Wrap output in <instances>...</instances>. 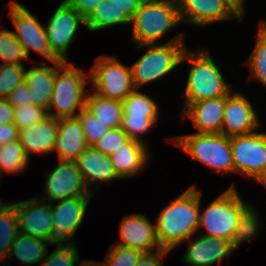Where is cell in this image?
<instances>
[{
	"mask_svg": "<svg viewBox=\"0 0 266 266\" xmlns=\"http://www.w3.org/2000/svg\"><path fill=\"white\" fill-rule=\"evenodd\" d=\"M19 130L14 125L11 124H1L0 125V147L9 142H14L18 140Z\"/></svg>",
	"mask_w": 266,
	"mask_h": 266,
	"instance_id": "obj_45",
	"label": "cell"
},
{
	"mask_svg": "<svg viewBox=\"0 0 266 266\" xmlns=\"http://www.w3.org/2000/svg\"><path fill=\"white\" fill-rule=\"evenodd\" d=\"M181 22L195 26L228 20H243V16L227 0H177Z\"/></svg>",
	"mask_w": 266,
	"mask_h": 266,
	"instance_id": "obj_14",
	"label": "cell"
},
{
	"mask_svg": "<svg viewBox=\"0 0 266 266\" xmlns=\"http://www.w3.org/2000/svg\"><path fill=\"white\" fill-rule=\"evenodd\" d=\"M196 50L193 53L186 48L181 58V63L188 60L191 64L183 92L185 101L182 111L192 103L226 96L232 92L209 51Z\"/></svg>",
	"mask_w": 266,
	"mask_h": 266,
	"instance_id": "obj_2",
	"label": "cell"
},
{
	"mask_svg": "<svg viewBox=\"0 0 266 266\" xmlns=\"http://www.w3.org/2000/svg\"><path fill=\"white\" fill-rule=\"evenodd\" d=\"M225 104L226 96L192 103L180 113L181 119H190L196 133H221Z\"/></svg>",
	"mask_w": 266,
	"mask_h": 266,
	"instance_id": "obj_19",
	"label": "cell"
},
{
	"mask_svg": "<svg viewBox=\"0 0 266 266\" xmlns=\"http://www.w3.org/2000/svg\"><path fill=\"white\" fill-rule=\"evenodd\" d=\"M47 62H40V66L26 69L25 80L29 85L30 99L36 106L48 109L51 101L56 71L65 63L64 61H53L48 66ZM42 65V66H41Z\"/></svg>",
	"mask_w": 266,
	"mask_h": 266,
	"instance_id": "obj_23",
	"label": "cell"
},
{
	"mask_svg": "<svg viewBox=\"0 0 266 266\" xmlns=\"http://www.w3.org/2000/svg\"><path fill=\"white\" fill-rule=\"evenodd\" d=\"M5 99L13 108L32 105L28 82L23 80Z\"/></svg>",
	"mask_w": 266,
	"mask_h": 266,
	"instance_id": "obj_41",
	"label": "cell"
},
{
	"mask_svg": "<svg viewBox=\"0 0 266 266\" xmlns=\"http://www.w3.org/2000/svg\"><path fill=\"white\" fill-rule=\"evenodd\" d=\"M92 93L87 94L85 108L110 128L120 127L123 117L122 102Z\"/></svg>",
	"mask_w": 266,
	"mask_h": 266,
	"instance_id": "obj_26",
	"label": "cell"
},
{
	"mask_svg": "<svg viewBox=\"0 0 266 266\" xmlns=\"http://www.w3.org/2000/svg\"><path fill=\"white\" fill-rule=\"evenodd\" d=\"M76 162L91 193H95L94 190L100 188L101 182H107L110 185L112 180L121 179L114 170L110 156L98 151L94 146H88L78 156Z\"/></svg>",
	"mask_w": 266,
	"mask_h": 266,
	"instance_id": "obj_20",
	"label": "cell"
},
{
	"mask_svg": "<svg viewBox=\"0 0 266 266\" xmlns=\"http://www.w3.org/2000/svg\"><path fill=\"white\" fill-rule=\"evenodd\" d=\"M84 136L89 146H93L110 129L105 123L96 118L90 111L84 108L78 115Z\"/></svg>",
	"mask_w": 266,
	"mask_h": 266,
	"instance_id": "obj_38",
	"label": "cell"
},
{
	"mask_svg": "<svg viewBox=\"0 0 266 266\" xmlns=\"http://www.w3.org/2000/svg\"><path fill=\"white\" fill-rule=\"evenodd\" d=\"M0 199V260H7L10 248L14 243L18 230V220L16 216V204L1 203Z\"/></svg>",
	"mask_w": 266,
	"mask_h": 266,
	"instance_id": "obj_28",
	"label": "cell"
},
{
	"mask_svg": "<svg viewBox=\"0 0 266 266\" xmlns=\"http://www.w3.org/2000/svg\"><path fill=\"white\" fill-rule=\"evenodd\" d=\"M120 240L114 245L151 253L162 249L156 233V225L145 214L132 213L123 217L119 225Z\"/></svg>",
	"mask_w": 266,
	"mask_h": 266,
	"instance_id": "obj_17",
	"label": "cell"
},
{
	"mask_svg": "<svg viewBox=\"0 0 266 266\" xmlns=\"http://www.w3.org/2000/svg\"><path fill=\"white\" fill-rule=\"evenodd\" d=\"M147 145L129 139L110 155L115 172L120 178H129L143 170L149 160Z\"/></svg>",
	"mask_w": 266,
	"mask_h": 266,
	"instance_id": "obj_24",
	"label": "cell"
},
{
	"mask_svg": "<svg viewBox=\"0 0 266 266\" xmlns=\"http://www.w3.org/2000/svg\"><path fill=\"white\" fill-rule=\"evenodd\" d=\"M35 196L31 199L15 202L19 233L54 245V228L50 202Z\"/></svg>",
	"mask_w": 266,
	"mask_h": 266,
	"instance_id": "obj_13",
	"label": "cell"
},
{
	"mask_svg": "<svg viewBox=\"0 0 266 266\" xmlns=\"http://www.w3.org/2000/svg\"><path fill=\"white\" fill-rule=\"evenodd\" d=\"M189 246L182 261L187 266H212L221 263L230 256L235 249L231 241L216 237L199 235L193 240L188 238Z\"/></svg>",
	"mask_w": 266,
	"mask_h": 266,
	"instance_id": "obj_18",
	"label": "cell"
},
{
	"mask_svg": "<svg viewBox=\"0 0 266 266\" xmlns=\"http://www.w3.org/2000/svg\"><path fill=\"white\" fill-rule=\"evenodd\" d=\"M169 252V250L162 248L151 253H144L136 266H163L162 258L169 254Z\"/></svg>",
	"mask_w": 266,
	"mask_h": 266,
	"instance_id": "obj_43",
	"label": "cell"
},
{
	"mask_svg": "<svg viewBox=\"0 0 266 266\" xmlns=\"http://www.w3.org/2000/svg\"><path fill=\"white\" fill-rule=\"evenodd\" d=\"M257 32L254 49L246 63L250 69V78L266 87V21L259 22Z\"/></svg>",
	"mask_w": 266,
	"mask_h": 266,
	"instance_id": "obj_31",
	"label": "cell"
},
{
	"mask_svg": "<svg viewBox=\"0 0 266 266\" xmlns=\"http://www.w3.org/2000/svg\"><path fill=\"white\" fill-rule=\"evenodd\" d=\"M56 246L51 254L45 256L40 266H81L86 261L79 262L81 258L75 243H57Z\"/></svg>",
	"mask_w": 266,
	"mask_h": 266,
	"instance_id": "obj_34",
	"label": "cell"
},
{
	"mask_svg": "<svg viewBox=\"0 0 266 266\" xmlns=\"http://www.w3.org/2000/svg\"><path fill=\"white\" fill-rule=\"evenodd\" d=\"M0 60L3 62L1 64H23L22 61H28L23 46L11 30H0Z\"/></svg>",
	"mask_w": 266,
	"mask_h": 266,
	"instance_id": "obj_33",
	"label": "cell"
},
{
	"mask_svg": "<svg viewBox=\"0 0 266 266\" xmlns=\"http://www.w3.org/2000/svg\"><path fill=\"white\" fill-rule=\"evenodd\" d=\"M81 122L77 116L59 119L55 147L59 160L76 161L88 147Z\"/></svg>",
	"mask_w": 266,
	"mask_h": 266,
	"instance_id": "obj_21",
	"label": "cell"
},
{
	"mask_svg": "<svg viewBox=\"0 0 266 266\" xmlns=\"http://www.w3.org/2000/svg\"><path fill=\"white\" fill-rule=\"evenodd\" d=\"M24 64H0V98L5 99L23 80Z\"/></svg>",
	"mask_w": 266,
	"mask_h": 266,
	"instance_id": "obj_36",
	"label": "cell"
},
{
	"mask_svg": "<svg viewBox=\"0 0 266 266\" xmlns=\"http://www.w3.org/2000/svg\"><path fill=\"white\" fill-rule=\"evenodd\" d=\"M260 126L257 111L242 93L226 95L221 134L232 137L255 132Z\"/></svg>",
	"mask_w": 266,
	"mask_h": 266,
	"instance_id": "obj_16",
	"label": "cell"
},
{
	"mask_svg": "<svg viewBox=\"0 0 266 266\" xmlns=\"http://www.w3.org/2000/svg\"><path fill=\"white\" fill-rule=\"evenodd\" d=\"M243 17L245 16V1L246 0H227Z\"/></svg>",
	"mask_w": 266,
	"mask_h": 266,
	"instance_id": "obj_47",
	"label": "cell"
},
{
	"mask_svg": "<svg viewBox=\"0 0 266 266\" xmlns=\"http://www.w3.org/2000/svg\"><path fill=\"white\" fill-rule=\"evenodd\" d=\"M45 32L52 53L61 61L68 62L66 52L76 39L79 25L86 27V20L63 0L47 21Z\"/></svg>",
	"mask_w": 266,
	"mask_h": 266,
	"instance_id": "obj_11",
	"label": "cell"
},
{
	"mask_svg": "<svg viewBox=\"0 0 266 266\" xmlns=\"http://www.w3.org/2000/svg\"><path fill=\"white\" fill-rule=\"evenodd\" d=\"M261 218L255 206L250 202L240 211L239 220L231 240L236 250L245 241H251L261 229Z\"/></svg>",
	"mask_w": 266,
	"mask_h": 266,
	"instance_id": "obj_29",
	"label": "cell"
},
{
	"mask_svg": "<svg viewBox=\"0 0 266 266\" xmlns=\"http://www.w3.org/2000/svg\"><path fill=\"white\" fill-rule=\"evenodd\" d=\"M88 76L74 63L65 62L55 74L48 116L57 119L77 116L86 107Z\"/></svg>",
	"mask_w": 266,
	"mask_h": 266,
	"instance_id": "obj_5",
	"label": "cell"
},
{
	"mask_svg": "<svg viewBox=\"0 0 266 266\" xmlns=\"http://www.w3.org/2000/svg\"><path fill=\"white\" fill-rule=\"evenodd\" d=\"M29 158L19 140L0 147V179L6 174H17L28 168Z\"/></svg>",
	"mask_w": 266,
	"mask_h": 266,
	"instance_id": "obj_30",
	"label": "cell"
},
{
	"mask_svg": "<svg viewBox=\"0 0 266 266\" xmlns=\"http://www.w3.org/2000/svg\"><path fill=\"white\" fill-rule=\"evenodd\" d=\"M130 25L131 19L123 10L111 4V0H102L86 19V28L90 32L103 30L115 25Z\"/></svg>",
	"mask_w": 266,
	"mask_h": 266,
	"instance_id": "obj_27",
	"label": "cell"
},
{
	"mask_svg": "<svg viewBox=\"0 0 266 266\" xmlns=\"http://www.w3.org/2000/svg\"><path fill=\"white\" fill-rule=\"evenodd\" d=\"M43 176H46L45 196L40 199L45 202L94 195L86 186L76 161L59 160L58 165Z\"/></svg>",
	"mask_w": 266,
	"mask_h": 266,
	"instance_id": "obj_12",
	"label": "cell"
},
{
	"mask_svg": "<svg viewBox=\"0 0 266 266\" xmlns=\"http://www.w3.org/2000/svg\"><path fill=\"white\" fill-rule=\"evenodd\" d=\"M81 266H97V263L94 260H86Z\"/></svg>",
	"mask_w": 266,
	"mask_h": 266,
	"instance_id": "obj_49",
	"label": "cell"
},
{
	"mask_svg": "<svg viewBox=\"0 0 266 266\" xmlns=\"http://www.w3.org/2000/svg\"><path fill=\"white\" fill-rule=\"evenodd\" d=\"M47 116L46 109L34 104L18 106L14 108V125L22 130L42 122Z\"/></svg>",
	"mask_w": 266,
	"mask_h": 266,
	"instance_id": "obj_39",
	"label": "cell"
},
{
	"mask_svg": "<svg viewBox=\"0 0 266 266\" xmlns=\"http://www.w3.org/2000/svg\"><path fill=\"white\" fill-rule=\"evenodd\" d=\"M7 7L9 8V16L15 26L13 33L23 46L28 61L31 60L29 58L30 50L39 53L43 57L44 62H49V64L53 61H60L52 53L48 44L45 26L38 21L36 16L24 5L14 0Z\"/></svg>",
	"mask_w": 266,
	"mask_h": 266,
	"instance_id": "obj_9",
	"label": "cell"
},
{
	"mask_svg": "<svg viewBox=\"0 0 266 266\" xmlns=\"http://www.w3.org/2000/svg\"><path fill=\"white\" fill-rule=\"evenodd\" d=\"M234 173L256 180L266 170V132L230 137Z\"/></svg>",
	"mask_w": 266,
	"mask_h": 266,
	"instance_id": "obj_10",
	"label": "cell"
},
{
	"mask_svg": "<svg viewBox=\"0 0 266 266\" xmlns=\"http://www.w3.org/2000/svg\"><path fill=\"white\" fill-rule=\"evenodd\" d=\"M123 117H158L159 104L135 89L123 101Z\"/></svg>",
	"mask_w": 266,
	"mask_h": 266,
	"instance_id": "obj_32",
	"label": "cell"
},
{
	"mask_svg": "<svg viewBox=\"0 0 266 266\" xmlns=\"http://www.w3.org/2000/svg\"><path fill=\"white\" fill-rule=\"evenodd\" d=\"M183 33L175 35L163 44L138 45L137 49L147 48L139 59L130 66L135 89L142 85L153 83L173 72L181 63L186 49Z\"/></svg>",
	"mask_w": 266,
	"mask_h": 266,
	"instance_id": "obj_4",
	"label": "cell"
},
{
	"mask_svg": "<svg viewBox=\"0 0 266 266\" xmlns=\"http://www.w3.org/2000/svg\"><path fill=\"white\" fill-rule=\"evenodd\" d=\"M144 255L143 251L118 245H110L104 262L95 261L97 266H136Z\"/></svg>",
	"mask_w": 266,
	"mask_h": 266,
	"instance_id": "obj_35",
	"label": "cell"
},
{
	"mask_svg": "<svg viewBox=\"0 0 266 266\" xmlns=\"http://www.w3.org/2000/svg\"><path fill=\"white\" fill-rule=\"evenodd\" d=\"M59 119L47 116L42 122L19 130L18 140L30 160V154L52 153L58 133Z\"/></svg>",
	"mask_w": 266,
	"mask_h": 266,
	"instance_id": "obj_22",
	"label": "cell"
},
{
	"mask_svg": "<svg viewBox=\"0 0 266 266\" xmlns=\"http://www.w3.org/2000/svg\"><path fill=\"white\" fill-rule=\"evenodd\" d=\"M256 181L266 188V170L256 179Z\"/></svg>",
	"mask_w": 266,
	"mask_h": 266,
	"instance_id": "obj_48",
	"label": "cell"
},
{
	"mask_svg": "<svg viewBox=\"0 0 266 266\" xmlns=\"http://www.w3.org/2000/svg\"><path fill=\"white\" fill-rule=\"evenodd\" d=\"M169 141L217 174L234 172L230 137L221 133H192L170 138Z\"/></svg>",
	"mask_w": 266,
	"mask_h": 266,
	"instance_id": "obj_6",
	"label": "cell"
},
{
	"mask_svg": "<svg viewBox=\"0 0 266 266\" xmlns=\"http://www.w3.org/2000/svg\"><path fill=\"white\" fill-rule=\"evenodd\" d=\"M129 140L121 127L110 128L93 146L103 154L110 156Z\"/></svg>",
	"mask_w": 266,
	"mask_h": 266,
	"instance_id": "obj_40",
	"label": "cell"
},
{
	"mask_svg": "<svg viewBox=\"0 0 266 266\" xmlns=\"http://www.w3.org/2000/svg\"><path fill=\"white\" fill-rule=\"evenodd\" d=\"M181 23L177 0H144L131 18L134 45L157 44Z\"/></svg>",
	"mask_w": 266,
	"mask_h": 266,
	"instance_id": "obj_3",
	"label": "cell"
},
{
	"mask_svg": "<svg viewBox=\"0 0 266 266\" xmlns=\"http://www.w3.org/2000/svg\"><path fill=\"white\" fill-rule=\"evenodd\" d=\"M14 123V108L6 99L0 98V125Z\"/></svg>",
	"mask_w": 266,
	"mask_h": 266,
	"instance_id": "obj_46",
	"label": "cell"
},
{
	"mask_svg": "<svg viewBox=\"0 0 266 266\" xmlns=\"http://www.w3.org/2000/svg\"><path fill=\"white\" fill-rule=\"evenodd\" d=\"M91 196H79L51 204L54 228V246L57 243H74L73 237L82 225Z\"/></svg>",
	"mask_w": 266,
	"mask_h": 266,
	"instance_id": "obj_15",
	"label": "cell"
},
{
	"mask_svg": "<svg viewBox=\"0 0 266 266\" xmlns=\"http://www.w3.org/2000/svg\"><path fill=\"white\" fill-rule=\"evenodd\" d=\"M248 204L238 194L233 184L199 213V227L205 228L204 236L232 240L240 211ZM202 212V213H201Z\"/></svg>",
	"mask_w": 266,
	"mask_h": 266,
	"instance_id": "obj_7",
	"label": "cell"
},
{
	"mask_svg": "<svg viewBox=\"0 0 266 266\" xmlns=\"http://www.w3.org/2000/svg\"><path fill=\"white\" fill-rule=\"evenodd\" d=\"M96 94L122 102L135 90L131 68L114 56H100L89 72Z\"/></svg>",
	"mask_w": 266,
	"mask_h": 266,
	"instance_id": "obj_8",
	"label": "cell"
},
{
	"mask_svg": "<svg viewBox=\"0 0 266 266\" xmlns=\"http://www.w3.org/2000/svg\"><path fill=\"white\" fill-rule=\"evenodd\" d=\"M48 245L53 246V244L47 240L19 233L10 248L7 259L10 260L12 259L11 257H15V259H18L24 266H33L37 263L39 266L48 254Z\"/></svg>",
	"mask_w": 266,
	"mask_h": 266,
	"instance_id": "obj_25",
	"label": "cell"
},
{
	"mask_svg": "<svg viewBox=\"0 0 266 266\" xmlns=\"http://www.w3.org/2000/svg\"><path fill=\"white\" fill-rule=\"evenodd\" d=\"M85 20L102 0H66Z\"/></svg>",
	"mask_w": 266,
	"mask_h": 266,
	"instance_id": "obj_42",
	"label": "cell"
},
{
	"mask_svg": "<svg viewBox=\"0 0 266 266\" xmlns=\"http://www.w3.org/2000/svg\"><path fill=\"white\" fill-rule=\"evenodd\" d=\"M159 117H122L121 129L128 138L147 145L143 136L156 125Z\"/></svg>",
	"mask_w": 266,
	"mask_h": 266,
	"instance_id": "obj_37",
	"label": "cell"
},
{
	"mask_svg": "<svg viewBox=\"0 0 266 266\" xmlns=\"http://www.w3.org/2000/svg\"><path fill=\"white\" fill-rule=\"evenodd\" d=\"M144 0H111V4L123 10L131 19L139 10Z\"/></svg>",
	"mask_w": 266,
	"mask_h": 266,
	"instance_id": "obj_44",
	"label": "cell"
},
{
	"mask_svg": "<svg viewBox=\"0 0 266 266\" xmlns=\"http://www.w3.org/2000/svg\"><path fill=\"white\" fill-rule=\"evenodd\" d=\"M201 194V190L192 185L161 210L155 222L161 248L171 251L196 235Z\"/></svg>",
	"mask_w": 266,
	"mask_h": 266,
	"instance_id": "obj_1",
	"label": "cell"
}]
</instances>
